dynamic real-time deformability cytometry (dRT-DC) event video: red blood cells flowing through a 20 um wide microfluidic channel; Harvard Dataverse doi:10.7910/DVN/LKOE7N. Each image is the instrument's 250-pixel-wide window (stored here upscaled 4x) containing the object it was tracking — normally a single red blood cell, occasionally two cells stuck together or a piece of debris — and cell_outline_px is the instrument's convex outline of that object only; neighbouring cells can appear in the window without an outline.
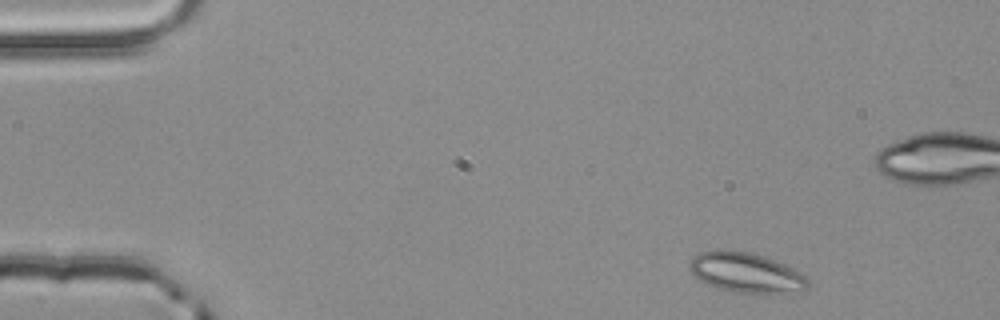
{"species": "common noctule bat (a hibernating species)", "species_latin": "Nyctalus noctula", "temperature_condition": "room temperature", "stored_images_in_passage": 5, "segment_of_instrument_passage": [2, 2], "camera_frame_rate_fps": 3000, "um_per_image_px": 0.085, "animal": {"sex": "male", "body_mass_g": 20.4}, "frame": {"image": 1, "passage_image": 5, "time_ms": 1.333, "image_size_px": [1000, 320], "cell_outline_px": [[808, 288], [768, 292], [736, 292], [716, 288], [700, 280], [688, 268], [688, 264], [692, 256], [700, 252], [748, 252], [764, 256], [784, 264], [800, 272], [808, 280]], "centroid_in_image_um": [63.35, 23.16], "position_along_channel_um": 21.7, "area_um2": 26.36}}